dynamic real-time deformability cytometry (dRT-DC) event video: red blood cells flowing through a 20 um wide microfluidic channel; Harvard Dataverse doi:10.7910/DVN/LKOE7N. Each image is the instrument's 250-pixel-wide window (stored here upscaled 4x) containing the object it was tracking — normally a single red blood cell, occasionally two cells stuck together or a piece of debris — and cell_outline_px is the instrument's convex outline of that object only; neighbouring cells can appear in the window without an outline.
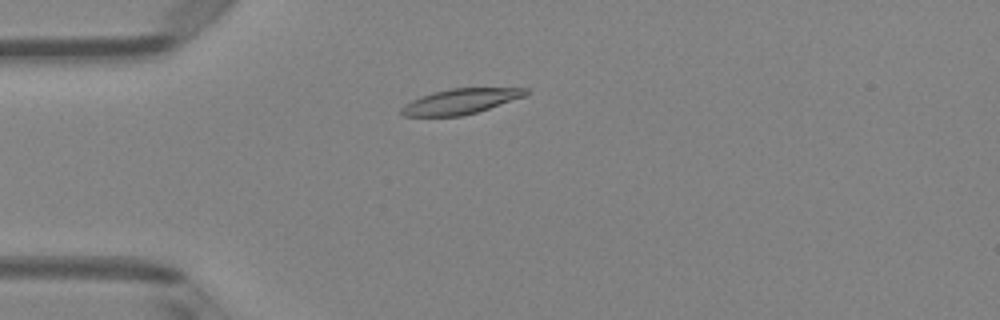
{"species": "Egyptian fruit bat (a non-hibernating species)", "species_latin": "Rousettus aegyptiacus", "temperature_condition": "room temperature", "stored_images_in_passage": 49, "camera_frame_rate_fps": 3000, "um_per_image_px": 0.085, "animal": {"sex": "female"}, "frame": {"image": 1, "passage_image": 11, "time_ms": 3.333, "image_size_px": [1000, 320], "cell_outline_px": [[528, 92], [524, 96], [476, 112], [460, 116], [404, 116], [400, 112], [400, 108], [404, 104], [420, 96], [432, 92], [452, 88], [528, 88]], "centroid_in_image_um": [39.08, 8.61], "position_along_channel_um": 45.9, "area_um2": 18.09}}
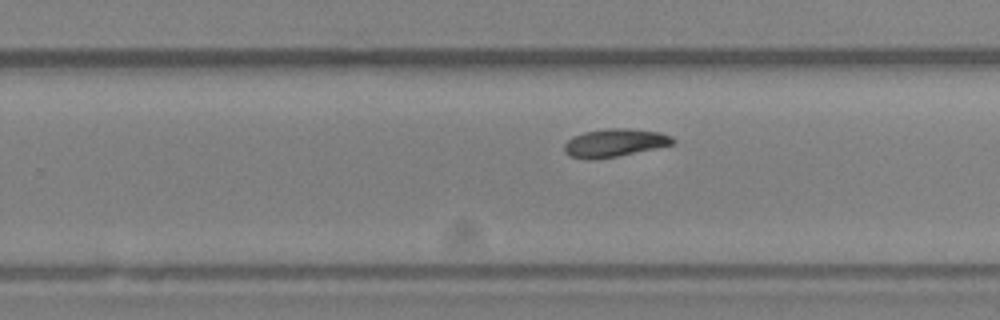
{"frame": {"image": 2, "passage_image": 30, "time_ms": 9.667, "image_size_px": [1000, 320], "cell_outline_px": [[676, 144], [616, 156], [592, 160], [588, 160], [568, 156], [564, 152], [564, 144], [572, 136], [584, 132], [608, 128], [628, 128], [660, 132], [672, 136], [676, 140]], "centroid_in_image_um": [52.24, 12.14], "position_along_channel_um": 277.6, "area_um2": 17.92}}
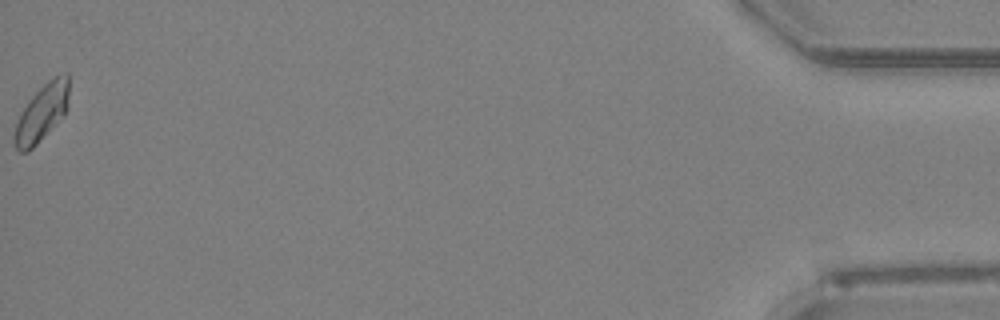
{"frame": {"image": 3, "passage_image": 49, "time_ms": 16.0, "image_size_px": [1000, 320], "cell_outline_px": [[68, 108], [64, 116], [32, 148], [24, 152], [20, 152], [16, 148], [12, 140], [12, 136], [16, 124], [24, 108], [32, 96], [48, 80], [56, 76], [68, 72]], "centroid_in_image_um": [3.56, 9.6], "position_along_channel_um": 431.6, "area_um2": 17.86}, "authors_computed_cell_mechanics": {"area_um2": 17.8602, "velocity_mm_per_s": 3.9605, "shape_relaxation_time_tau1_ms": 8.2403, "shape_relaxation_time_tau2_ms": null, "deformation_change_tau1": 0.1685, "deformation_change_tau2": null}}